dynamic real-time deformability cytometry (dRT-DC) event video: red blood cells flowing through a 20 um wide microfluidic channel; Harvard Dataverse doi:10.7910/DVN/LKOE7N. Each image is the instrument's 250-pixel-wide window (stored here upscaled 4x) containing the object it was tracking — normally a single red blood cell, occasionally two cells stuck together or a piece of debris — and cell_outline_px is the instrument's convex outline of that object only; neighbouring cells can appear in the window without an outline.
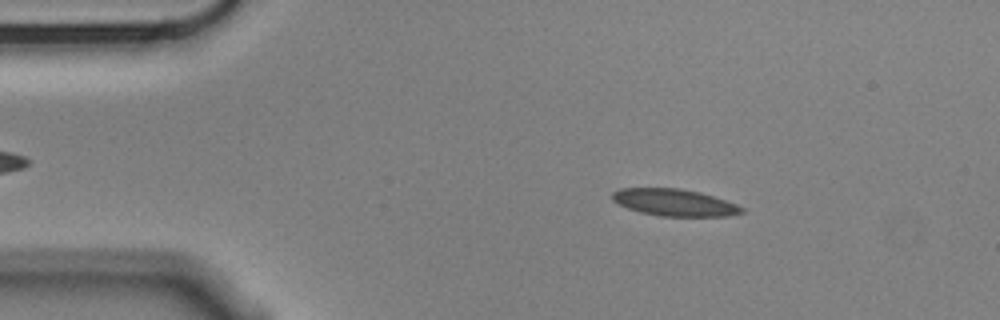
{"species": "Egyptian fruit bat (a non-hibernating species)", "species_latin": "Rousettus aegyptiacus", "temperature_condition": "cold", "stored_images_in_passage": 41, "camera_frame_rate_fps": 3000, "um_per_image_px": 0.085, "animal": {"sex": "male"}, "frame": {"image": 1, "passage_image": 8, "time_ms": 2.333, "image_size_px": [1000, 320], "cell_outline_px": [[736, 212], [704, 216], [676, 216], [648, 212], [624, 204], [616, 200], [616, 192], [632, 188], [664, 188], [692, 192], [708, 196], [728, 204], [736, 208]], "centroid_in_image_um": [57.2, 17.19], "position_along_channel_um": 27.8, "area_um2": 17.11}}
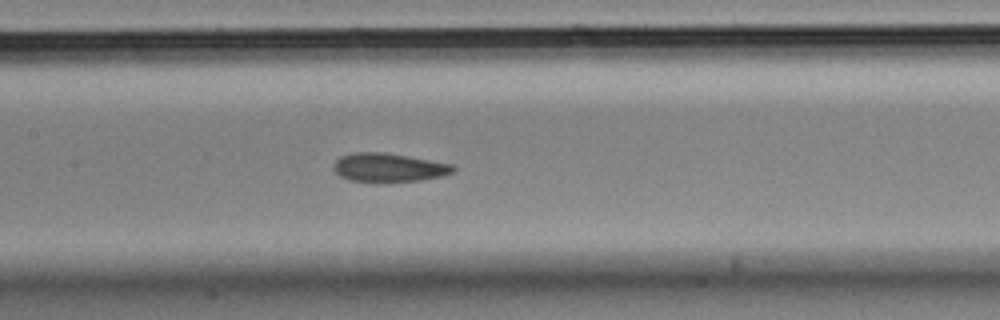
{"frame": {"image": 2, "passage_image": 25, "time_ms": 8.0, "image_size_px": [1000, 320], "cell_outline_px": [[452, 168], [448, 172], [428, 176], [400, 180], [364, 180], [348, 176], [340, 172], [336, 164], [340, 160], [348, 156], [396, 156], [440, 164]], "centroid_in_image_um": [33.0, 14.27], "position_along_channel_um": 174.4, "area_um2": 15.2}}
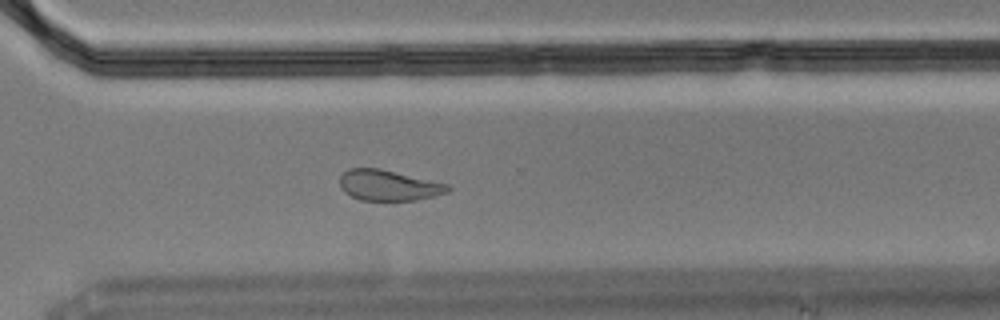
{"frame": {"image": 3, "passage_image": 39, "time_ms": 12.667, "image_size_px": [1000, 320], "cell_outline_px": [[448, 188], [424, 196], [408, 200], [368, 200], [356, 196], [348, 192], [348, 172], [356, 168], [372, 168], [436, 184]], "centroid_in_image_um": [32.94, 15.78], "position_along_channel_um": 337.7, "area_um2": 15.61}}